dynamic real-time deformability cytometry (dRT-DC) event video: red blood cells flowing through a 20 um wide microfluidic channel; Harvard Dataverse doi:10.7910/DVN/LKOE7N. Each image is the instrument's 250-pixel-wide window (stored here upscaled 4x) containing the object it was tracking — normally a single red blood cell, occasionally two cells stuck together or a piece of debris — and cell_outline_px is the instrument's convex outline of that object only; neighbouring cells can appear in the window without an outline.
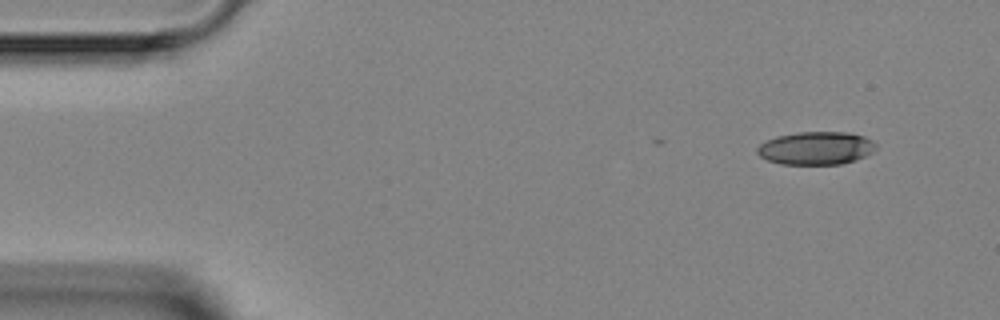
{"species": "Egyptian fruit bat (a non-hibernating species)", "species_latin": "Rousettus aegyptiacus", "temperature_condition": "room temperature", "stored_images_in_passage": 4, "segment_of_instrument_passage": [2, 2], "camera_frame_rate_fps": 3000, "um_per_image_px": 0.085, "animal": {"sex": "female"}, "frame": {"image": 1, "passage_image": 4, "time_ms": 5.333, "image_size_px": [1000, 320], "cell_outline_px": [[876, 148], [872, 152], [856, 160], [840, 164], [780, 164], [768, 160], [760, 156], [756, 152], [756, 148], [764, 140], [776, 136], [796, 132], [848, 132], [864, 136], [872, 140], [876, 144]], "centroid_in_image_um": [69.34, 12.58], "position_along_channel_um": 15.7, "area_um2": 23.0}}